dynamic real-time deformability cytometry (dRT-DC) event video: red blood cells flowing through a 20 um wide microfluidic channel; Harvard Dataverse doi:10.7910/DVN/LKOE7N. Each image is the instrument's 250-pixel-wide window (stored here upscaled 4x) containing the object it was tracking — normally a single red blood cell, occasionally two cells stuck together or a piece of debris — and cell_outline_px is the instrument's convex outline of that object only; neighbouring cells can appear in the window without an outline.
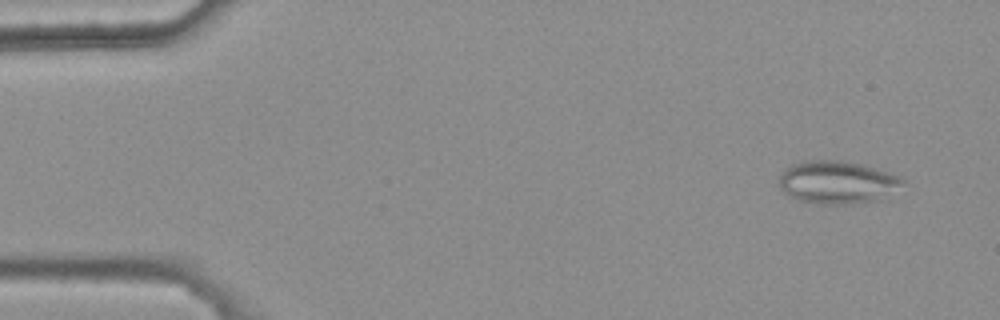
{"species": "common noctule bat (a hibernating species)", "species_latin": "Nyctalus noctula", "temperature_condition": "warm", "stored_images_in_passage": 47, "camera_frame_rate_fps": 3000, "um_per_image_px": 0.085, "animal": {"sex": "female", "body_mass_g": 25.1}, "frame": {"image": 1, "passage_image": 4, "time_ms": 1.0, "image_size_px": [1000, 320], "cell_outline_px": [[904, 184], [880, 200], [848, 204], [820, 204], [800, 200], [784, 192], [780, 188], [780, 176], [792, 164], [808, 160], [844, 160], [864, 164], [900, 176], [904, 180]], "centroid_in_image_um": [71.21, 15.48], "position_along_channel_um": 13.8, "area_um2": 30.75}}
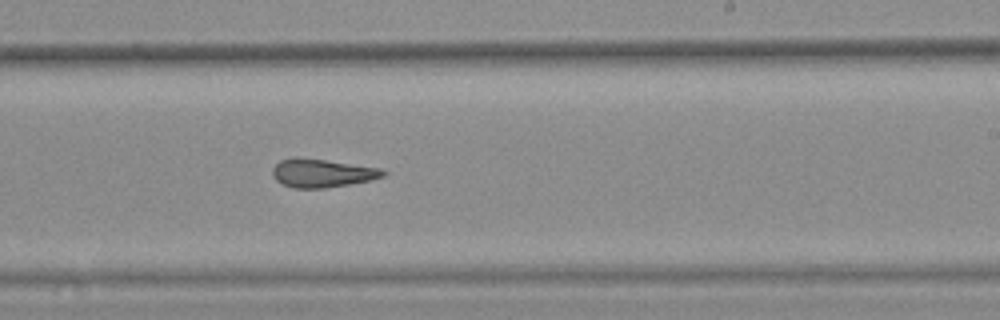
{"frame": {"image": 2, "passage_image": 33, "time_ms": 10.667, "image_size_px": [1000, 320], "cell_outline_px": [[388, 172], [384, 176], [372, 180], [324, 188], [292, 188], [276, 180], [272, 176], [272, 168], [280, 160], [292, 156], [324, 160], [380, 168]], "centroid_in_image_um": [27.35, 14.71], "position_along_channel_um": 261.7, "area_um2": 18.26}}
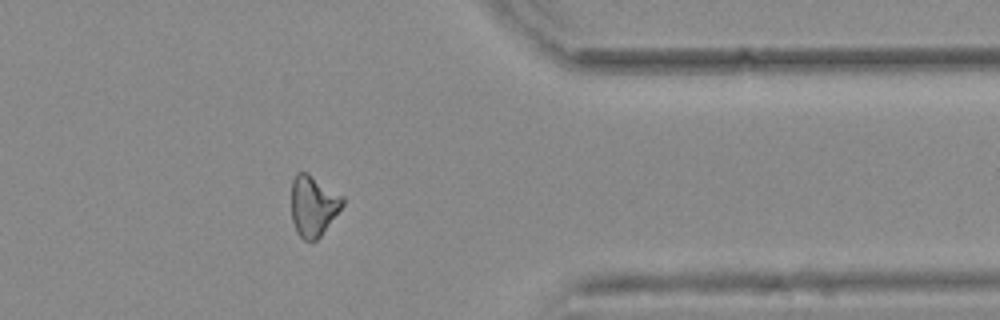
{"frame": {"image": 3, "passage_image": 44, "time_ms": 14.333, "image_size_px": [1000, 320], "cell_outline_px": [[344, 204], [320, 236], [316, 240], [304, 240], [296, 232], [292, 220], [292, 180], [296, 172], [308, 172], [344, 196]], "centroid_in_image_um": [26.63, 17.46], "position_along_channel_um": 384.8, "area_um2": 18.15}, "authors_computed_cell_mechanics": {"area_um2": 19.2474, "velocity_mm_per_s": 3.7359, "shape_relaxation_time_tau1_ms": null, "shape_relaxation_time_tau2_ms": 2.5626, "deformation_change_tau1": null, "deformation_change_tau2": 0.1311}}